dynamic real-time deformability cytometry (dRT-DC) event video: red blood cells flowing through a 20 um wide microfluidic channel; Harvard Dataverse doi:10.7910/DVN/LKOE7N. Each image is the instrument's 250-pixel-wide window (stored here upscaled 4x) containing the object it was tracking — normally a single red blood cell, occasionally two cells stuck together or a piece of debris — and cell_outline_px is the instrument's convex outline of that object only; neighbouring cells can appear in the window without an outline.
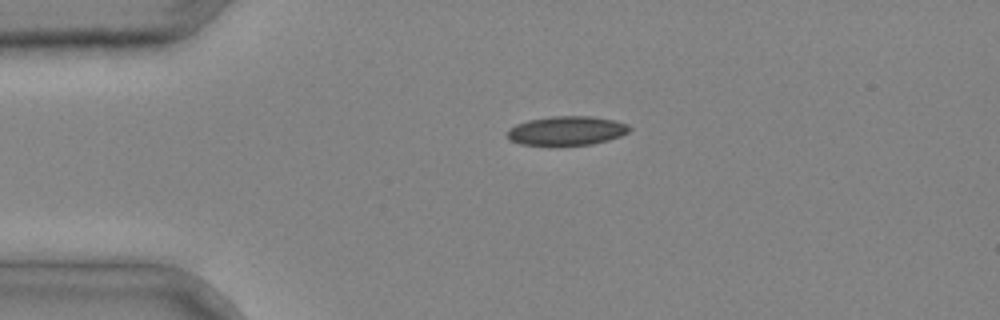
{"species": "common noctule bat (a hibernating species)", "species_latin": "Nyctalus noctula", "temperature_condition": "cold", "stored_images_in_passage": 2, "camera_frame_rate_fps": 3000, "um_per_image_px": 0.085, "animal": {"sex": "male", "body_mass_g": 20.4}, "frame": {"image": 1, "passage_image": 1, "time_ms": 0.0, "image_size_px": [1000, 320], "cell_outline_px": [[632, 128], [628, 132], [620, 136], [608, 140], [592, 144], [556, 148], [548, 148], [520, 144], [512, 140], [508, 136], [508, 132], [516, 124], [528, 120], [552, 116], [592, 116], [612, 120], [628, 124]], "centroid_in_image_um": [48.16, 11.16], "position_along_channel_um": 36.8, "area_um2": 21.39}}
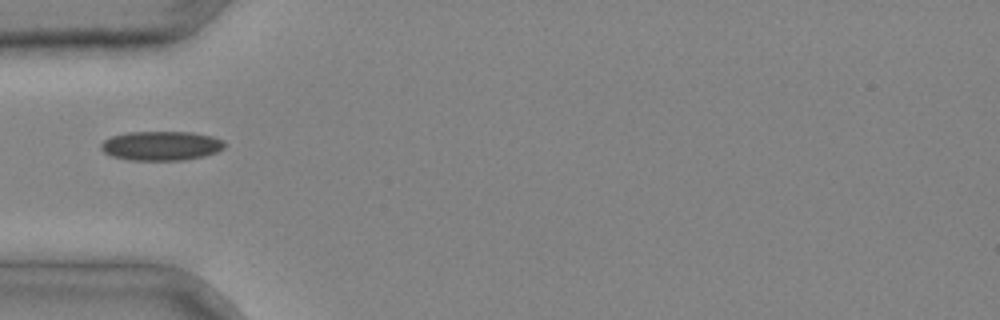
{"frame": {"image": 2, "passage_image": 2, "time_ms": 0.333, "image_size_px": [1000, 320], "cell_outline_px": [[224, 148], [216, 152], [204, 156], [184, 160], [128, 160], [112, 156], [104, 152], [100, 148], [100, 144], [104, 140], [112, 136], [128, 132], [192, 132], [212, 136], [224, 140]], "centroid_in_image_um": [13.7, 12.39], "position_along_channel_um": 71.3, "area_um2": 21.15}}